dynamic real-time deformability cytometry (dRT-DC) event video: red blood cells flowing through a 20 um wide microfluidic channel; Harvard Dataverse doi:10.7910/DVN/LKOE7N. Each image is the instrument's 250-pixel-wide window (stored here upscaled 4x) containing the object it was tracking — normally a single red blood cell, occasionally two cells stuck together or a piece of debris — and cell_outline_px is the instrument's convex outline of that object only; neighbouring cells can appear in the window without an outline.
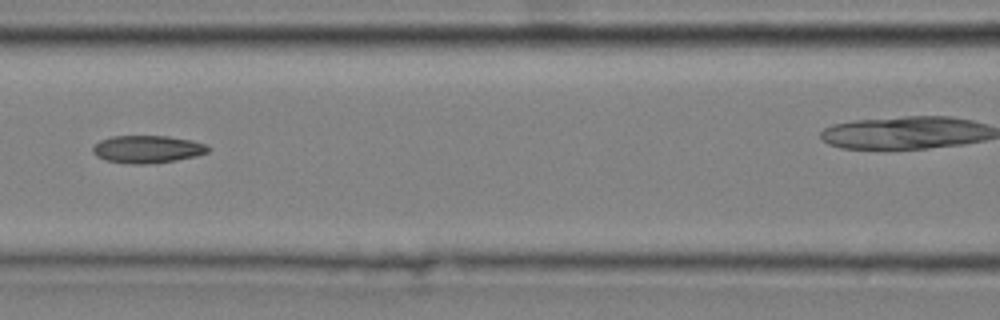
{"species": "common noctule bat (a hibernating species)", "species_latin": "Nyctalus noctula", "temperature_condition": "cold", "stored_images_in_passage": 10, "segment_of_instrument_passage": [1, 2], "camera_frame_rate_fps": 3000, "um_per_image_px": 0.085, "animal": {"sex": "male", "body_mass_g": 20.4}, "frame": {"image": 1, "passage_image": 6, "time_ms": 1.667, "image_size_px": [1000, 320], "cell_outline_px": [[208, 152], [196, 156], [176, 160], [148, 164], [132, 164], [104, 160], [96, 156], [92, 152], [92, 148], [100, 140], [112, 136], [168, 136], [192, 140], [208, 144]], "centroid_in_image_um": [12.52, 12.68], "position_along_channel_um": 154.1, "area_um2": 18.61}}
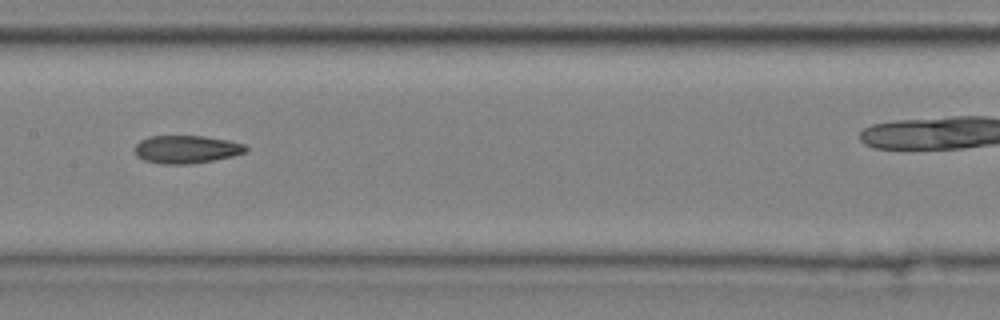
{"frame": {"image": 2, "passage_image": 7, "time_ms": 2.0, "image_size_px": [1000, 320], "cell_outline_px": [[248, 152], [232, 156], [212, 160], [188, 164], [160, 164], [144, 160], [136, 156], [132, 148], [140, 140], [148, 136], [204, 136], [228, 140], [244, 144], [248, 148]], "centroid_in_image_um": [15.81, 12.69], "position_along_channel_um": 191.6, "area_um2": 18.26}}